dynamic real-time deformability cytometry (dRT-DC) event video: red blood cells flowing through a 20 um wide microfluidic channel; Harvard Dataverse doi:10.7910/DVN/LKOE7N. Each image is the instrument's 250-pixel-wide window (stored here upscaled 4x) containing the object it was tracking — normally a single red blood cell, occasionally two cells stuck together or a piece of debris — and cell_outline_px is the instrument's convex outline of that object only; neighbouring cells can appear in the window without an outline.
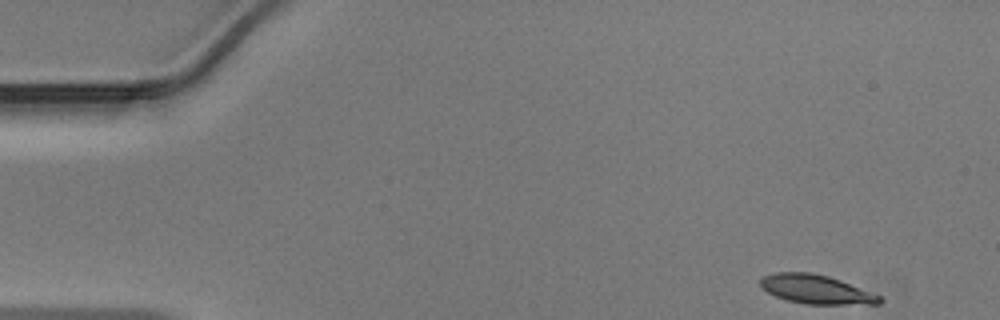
{"species": "Egyptian fruit bat (a non-hibernating species)", "species_latin": "Rousettus aegyptiacus", "temperature_condition": "warm", "stored_images_in_passage": 12, "camera_frame_rate_fps": 3000, "um_per_image_px": 0.085, "animal": {"sex": "male"}, "frame": {"image": 1, "passage_image": 1, "time_ms": 0.0, "image_size_px": [1000, 320], "cell_outline_px": [[884, 300], [880, 304], [804, 304], [788, 300], [776, 296], [768, 292], [760, 284], [760, 280], [764, 276], [776, 272], [812, 272], [828, 276], [840, 280], [880, 296]], "centroid_in_image_um": [69.37, 24.59], "position_along_channel_um": 15.6, "area_um2": 19.88}}
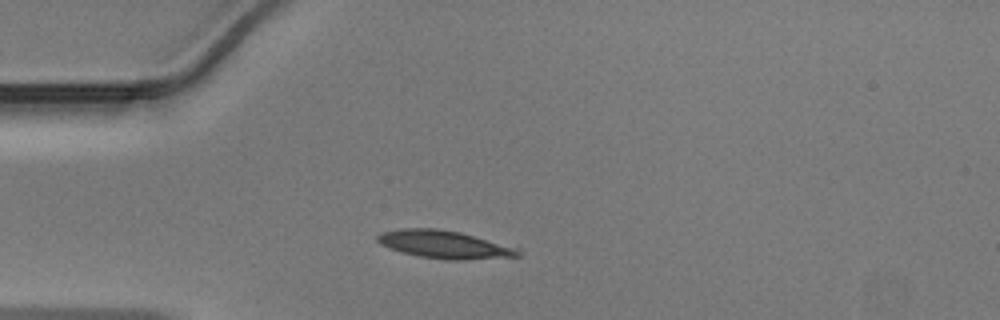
{"frame": {"image": 2, "passage_image": 10, "time_ms": 3.0, "image_size_px": [1000, 320], "cell_outline_px": [[520, 256], [464, 260], [448, 260], [420, 256], [404, 252], [380, 244], [376, 240], [376, 236], [380, 232], [400, 228], [436, 228], [460, 232], [520, 248]], "centroid_in_image_um": [37.79, 20.77], "position_along_channel_um": 47.2, "area_um2": 22.77}}